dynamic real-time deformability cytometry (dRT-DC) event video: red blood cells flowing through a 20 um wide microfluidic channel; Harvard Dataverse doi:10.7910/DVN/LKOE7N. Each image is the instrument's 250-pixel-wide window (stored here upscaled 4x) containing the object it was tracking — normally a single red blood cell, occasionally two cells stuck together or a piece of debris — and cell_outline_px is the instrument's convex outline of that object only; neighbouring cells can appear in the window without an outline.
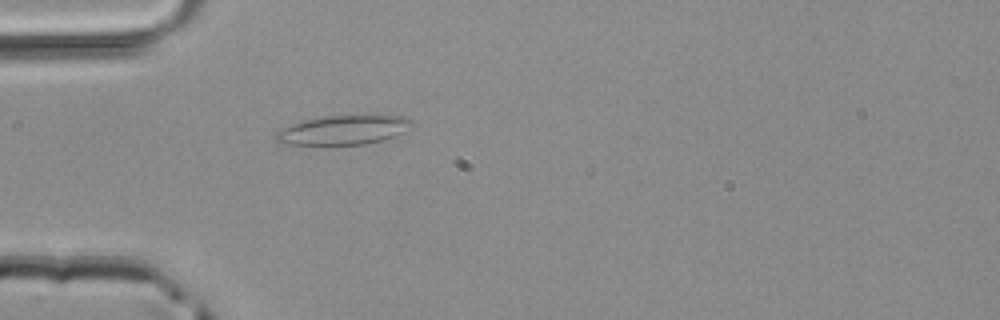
{"species": "common noctule bat (a hibernating species)", "species_latin": "Nyctalus noctula", "temperature_condition": "room temperature", "stored_images_in_passage": 34, "camera_frame_rate_fps": 3000, "um_per_image_px": 0.085, "animal": {"sex": "male", "body_mass_g": 20.4}, "frame": {"image": 1, "passage_image": 1, "time_ms": 0.0, "image_size_px": [1000, 320], "cell_outline_px": [[412, 124], [400, 132], [384, 140], [364, 144], [280, 144], [276, 140], [276, 132], [292, 124], [304, 120], [328, 116], [372, 112], [380, 112], [404, 116], [412, 120]], "centroid_in_image_um": [29.26, 10.99], "position_along_channel_um": 55.7, "area_um2": 23.7}}
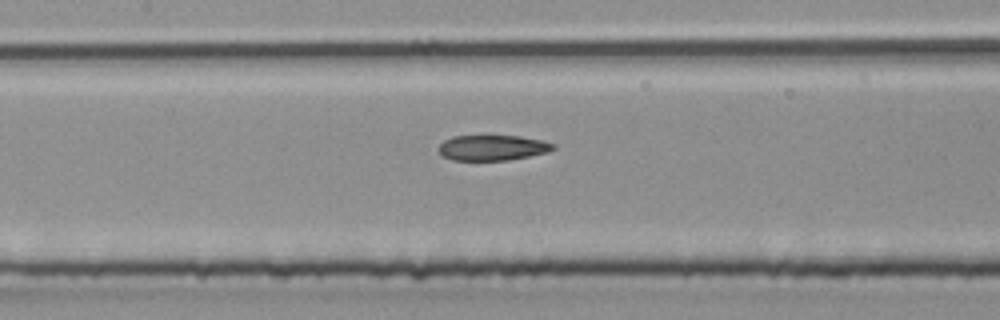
{"frame": {"image": 2, "passage_image": 9, "time_ms": 2.667, "image_size_px": [1000, 320], "cell_outline_px": [[556, 148], [548, 152], [508, 160], [452, 160], [440, 156], [436, 148], [444, 140], [452, 136], [484, 132], [520, 136], [544, 140], [556, 144]], "centroid_in_image_um": [41.81, 12.49], "position_along_channel_um": 165.6, "area_um2": 18.21}}
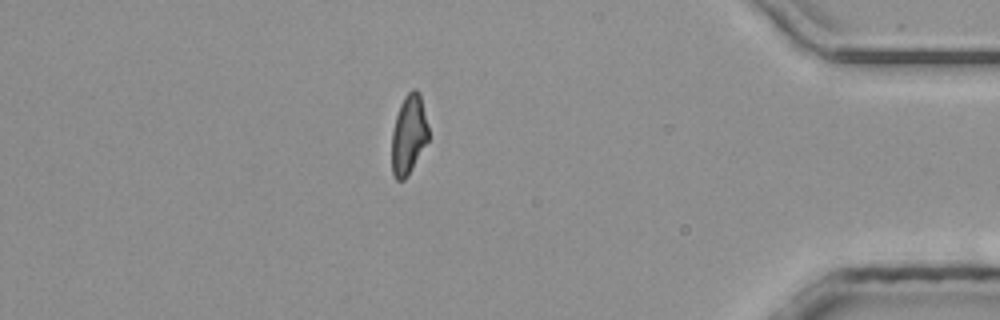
{"frame": {"image": 3, "passage_image": 28, "time_ms": 9.0, "image_size_px": [1000, 320], "cell_outline_px": [[428, 140], [408, 176], [404, 180], [396, 180], [392, 172], [392, 132], [396, 116], [400, 104], [404, 96], [412, 88], [416, 88], [420, 92], [428, 128]], "centroid_in_image_um": [34.73, 11.43], "position_along_channel_um": 400.5, "area_um2": 16.99}}